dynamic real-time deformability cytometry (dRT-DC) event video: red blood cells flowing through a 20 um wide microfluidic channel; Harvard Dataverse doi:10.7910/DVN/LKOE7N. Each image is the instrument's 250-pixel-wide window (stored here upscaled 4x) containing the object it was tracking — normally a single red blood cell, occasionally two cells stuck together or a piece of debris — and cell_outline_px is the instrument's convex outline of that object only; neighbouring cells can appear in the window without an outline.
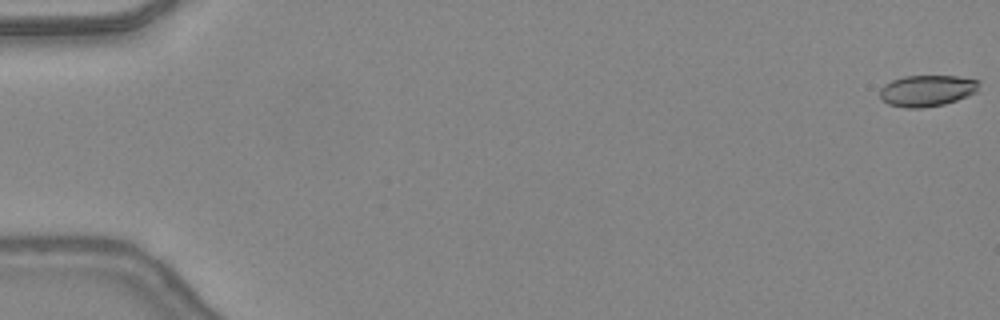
{"species": "common noctule bat (a hibernating species)", "species_latin": "Nyctalus noctula", "temperature_condition": "warm", "stored_images_in_passage": 48, "camera_frame_rate_fps": 3000, "um_per_image_px": 0.085, "animal": {"sex": "female", "body_mass_g": 24.6, "forearm_length_mm": 56.2}, "frame": {"image": 1, "passage_image": 1, "time_ms": 0.0, "image_size_px": [1000, 320], "cell_outline_px": [[980, 80], [976, 92], [968, 96], [944, 104], [924, 108], [908, 108], [888, 104], [880, 96], [880, 88], [884, 84], [892, 80], [904, 76], [956, 76]], "centroid_in_image_um": [78.8, 7.7], "position_along_channel_um": 6.2, "area_um2": 18.09}}
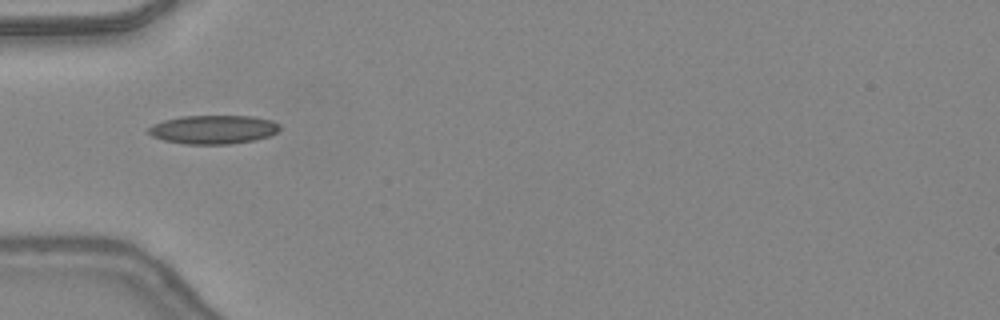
{"frame": {"image": 2, "passage_image": 17, "time_ms": 5.333, "image_size_px": [1000, 320], "cell_outline_px": [[280, 128], [276, 132], [268, 136], [256, 140], [232, 144], [184, 144], [164, 140], [152, 136], [148, 132], [148, 128], [152, 124], [164, 120], [180, 116], [252, 116], [272, 120], [280, 124]], "centroid_in_image_um": [18.13, 11.01], "position_along_channel_um": 66.9, "area_um2": 22.08}}
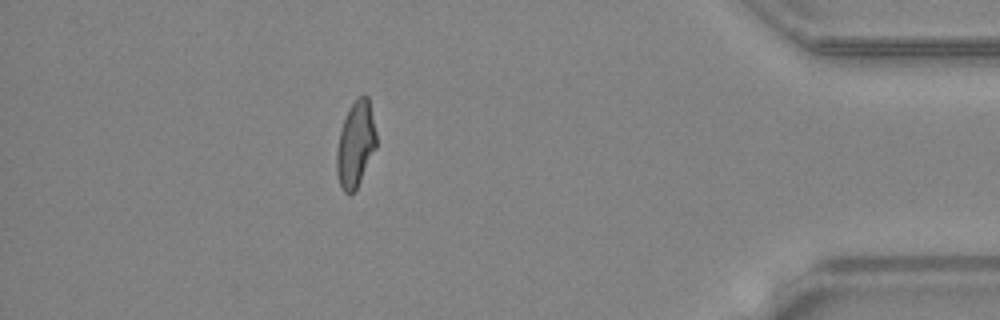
{"frame": {"image": 3, "passage_image": 43, "time_ms": 14.0, "image_size_px": [1000, 320], "cell_outline_px": [[376, 148], [356, 192], [348, 196], [344, 192], [340, 184], [336, 172], [336, 152], [340, 132], [348, 108], [364, 92], [368, 96], [376, 132]], "centroid_in_image_um": [30.23, 12.31], "position_along_channel_um": 405.0, "area_um2": 20.06}, "authors_computed_cell_mechanics": {"area_um2": 19.9988, "velocity_mm_per_s": 4.4128, "shape_relaxation_time_tau1_ms": 10.9021, "shape_relaxation_time_tau2_ms": 1.238, "deformation_change_tau1": 0.3204, "deformation_change_tau2": 0.0824}}